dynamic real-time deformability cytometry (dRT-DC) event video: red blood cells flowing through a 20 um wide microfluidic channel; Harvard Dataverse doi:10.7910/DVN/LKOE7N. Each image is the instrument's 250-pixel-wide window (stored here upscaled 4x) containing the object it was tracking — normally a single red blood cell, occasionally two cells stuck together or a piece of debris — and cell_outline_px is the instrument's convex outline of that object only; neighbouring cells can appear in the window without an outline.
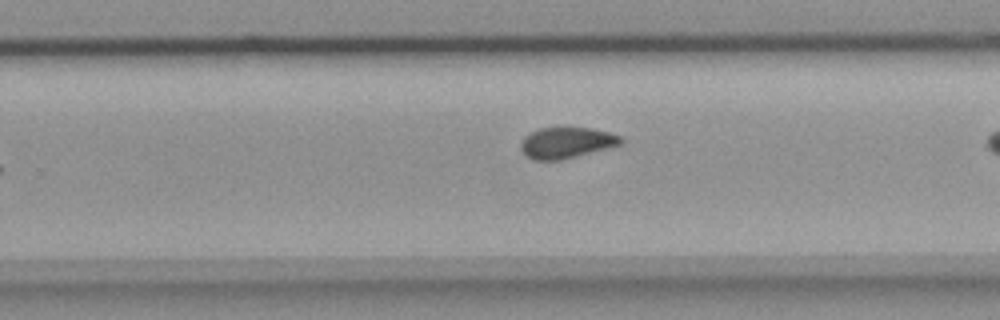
{"species": "common noctule bat (a hibernating species)", "species_latin": "Nyctalus noctula", "temperature_condition": "room temperature", "stored_images_in_passage": 9, "camera_frame_rate_fps": 3000, "um_per_image_px": 0.085, "animal": {"sex": "female", "body_mass_g": 18.4}, "frame": {"image": 1, "passage_image": 9, "time_ms": 2.667, "image_size_px": [1000, 320], "cell_outline_px": [[624, 144], [560, 160], [536, 160], [528, 156], [520, 148], [520, 144], [524, 136], [528, 132], [540, 128], [592, 128], [608, 132], [620, 136], [624, 140]], "centroid_in_image_um": [48.16, 12.12], "position_along_channel_um": 281.6, "area_um2": 18.03}}